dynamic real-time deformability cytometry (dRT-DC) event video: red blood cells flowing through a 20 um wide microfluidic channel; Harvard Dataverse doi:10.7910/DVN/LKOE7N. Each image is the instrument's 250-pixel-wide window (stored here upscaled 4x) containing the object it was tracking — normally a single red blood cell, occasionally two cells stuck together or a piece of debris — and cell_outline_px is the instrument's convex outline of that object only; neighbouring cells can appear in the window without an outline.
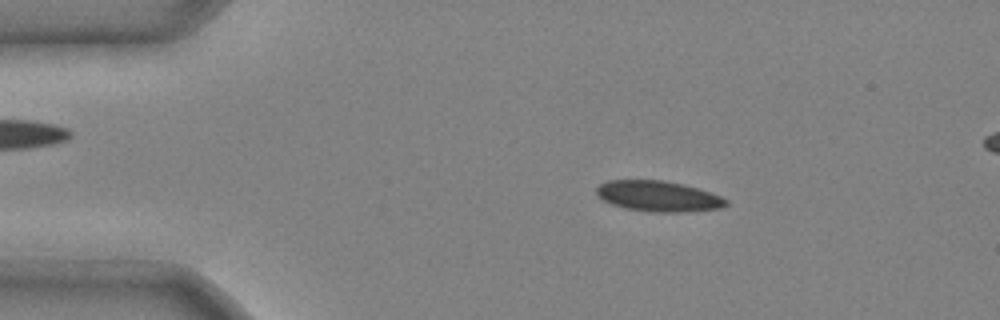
{"species": "common noctule bat (a hibernating species)", "species_latin": "Nyctalus noctula", "temperature_condition": "cold", "stored_images_in_passage": 5, "camera_frame_rate_fps": 3000, "um_per_image_px": 0.085, "animal": {"sex": "male", "body_mass_g": 20.4}, "frame": {"image": 1, "passage_image": 2, "time_ms": 0.333, "image_size_px": [1000, 320], "cell_outline_px": [[728, 204], [720, 208], [688, 212], [648, 212], [624, 208], [612, 204], [604, 200], [596, 192], [596, 188], [600, 184], [608, 180], [664, 180], [684, 184], [720, 196], [728, 200]], "centroid_in_image_um": [55.96, 16.68], "position_along_channel_um": 29.0, "area_um2": 23.12}}
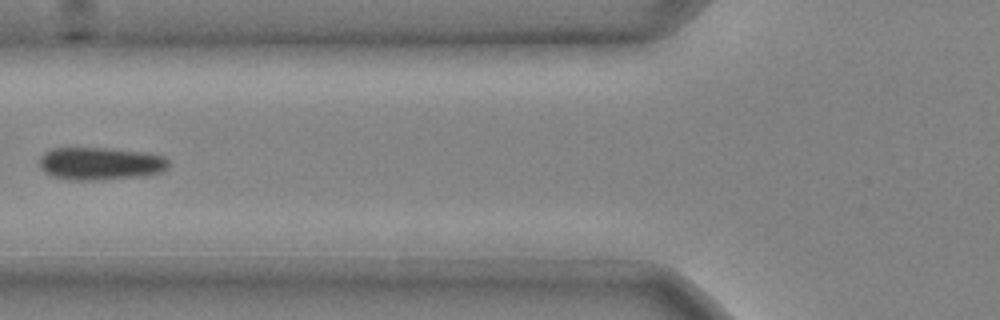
{"frame": {"image": 2, "passage_image": 5, "time_ms": 1.333, "image_size_px": [1000, 320], "cell_outline_px": [[168, 168], [160, 172], [144, 176], [96, 180], [68, 180], [52, 176], [44, 172], [40, 168], [40, 156], [44, 152], [52, 148], [108, 148], [144, 152], [164, 156], [168, 160]], "centroid_in_image_um": [8.51, 13.9], "position_along_channel_um": 117.3, "area_um2": 24.8}}